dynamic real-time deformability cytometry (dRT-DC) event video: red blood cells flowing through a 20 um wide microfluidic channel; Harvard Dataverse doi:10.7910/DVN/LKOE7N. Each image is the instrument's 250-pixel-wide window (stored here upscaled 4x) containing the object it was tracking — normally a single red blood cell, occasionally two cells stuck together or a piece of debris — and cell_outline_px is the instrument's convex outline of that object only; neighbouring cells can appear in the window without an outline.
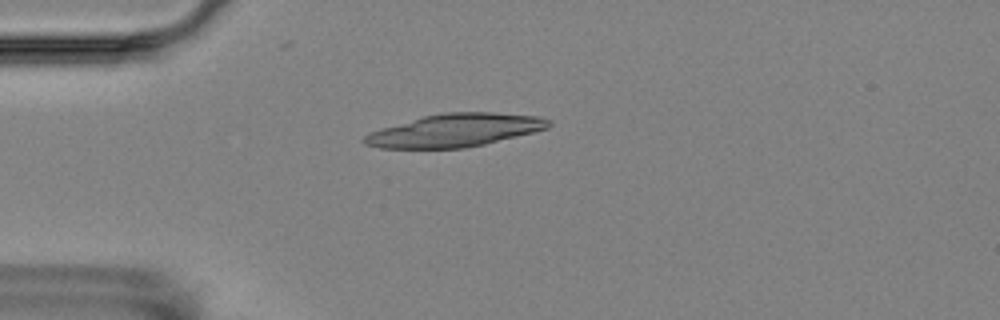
{"species": "Egyptian fruit bat (a non-hibernating species)", "species_latin": "Rousettus aegyptiacus", "temperature_condition": "room temperature", "stored_images_in_passage": 7, "camera_frame_rate_fps": 3000, "um_per_image_px": 0.085, "animal": {"sex": "female"}, "frame": {"image": 1, "passage_image": 3, "time_ms": 3.667, "image_size_px": [1000, 320], "cell_outline_px": [[552, 124], [548, 128], [484, 144], [464, 148], [380, 148], [364, 144], [360, 140], [368, 132], [380, 128], [424, 116], [444, 112], [492, 112], [540, 116], [552, 120]], "centroid_in_image_um": [38.65, 11.07], "position_along_channel_um": 46.4, "area_um2": 35.43}}